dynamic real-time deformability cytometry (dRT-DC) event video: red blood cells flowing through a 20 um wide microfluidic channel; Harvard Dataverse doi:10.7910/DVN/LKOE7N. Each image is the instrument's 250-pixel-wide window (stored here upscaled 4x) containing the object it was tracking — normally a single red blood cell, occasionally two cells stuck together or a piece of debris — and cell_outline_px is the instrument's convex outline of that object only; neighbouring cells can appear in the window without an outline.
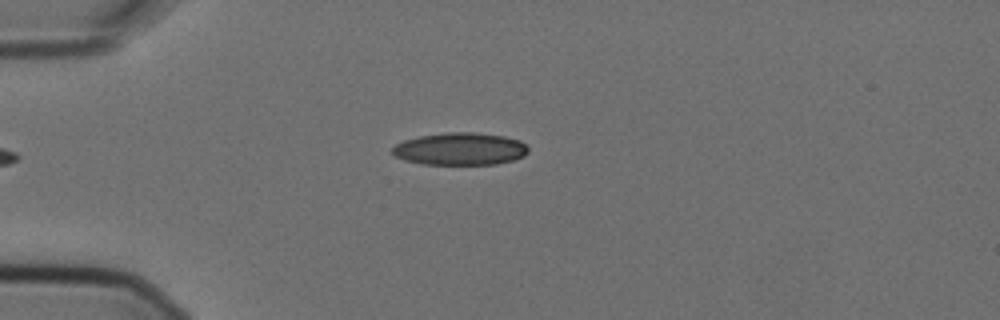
{"species": "Egyptian fruit bat (a non-hibernating species)", "species_latin": "Rousettus aegyptiacus", "temperature_condition": "cold", "stored_images_in_passage": 4, "camera_frame_rate_fps": 3000, "um_per_image_px": 0.085, "animal": {"sex": "female"}, "frame": {"image": 1, "passage_image": 4, "time_ms": 1.0, "image_size_px": [1000, 320], "cell_outline_px": [[528, 152], [524, 156], [512, 160], [496, 164], [424, 164], [404, 160], [396, 156], [392, 152], [392, 148], [396, 144], [404, 140], [420, 136], [444, 132], [476, 132], [504, 136], [520, 140], [528, 144]], "centroid_in_image_um": [39.14, 12.65], "position_along_channel_um": 45.9, "area_um2": 25.78}}